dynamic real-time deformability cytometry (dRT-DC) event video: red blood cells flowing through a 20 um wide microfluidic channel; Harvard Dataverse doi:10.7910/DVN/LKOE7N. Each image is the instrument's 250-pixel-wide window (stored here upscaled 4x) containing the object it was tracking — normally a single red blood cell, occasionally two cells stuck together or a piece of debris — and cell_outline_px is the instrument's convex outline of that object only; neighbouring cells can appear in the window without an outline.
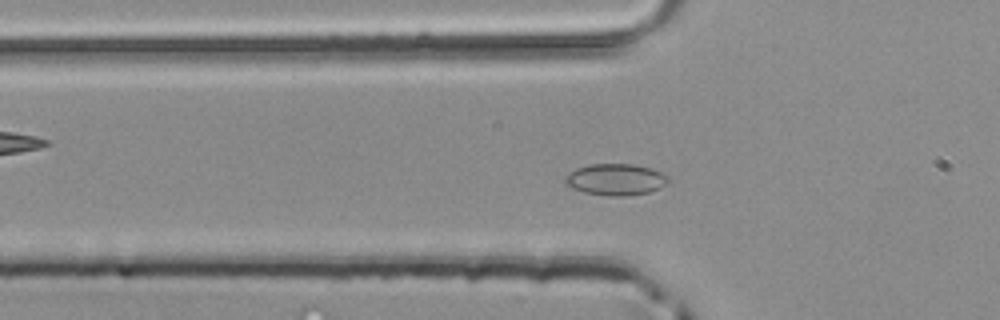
{"species": "common noctule bat (a hibernating species)", "species_latin": "Nyctalus noctula", "temperature_condition": "room temperature", "stored_images_in_passage": 46, "camera_frame_rate_fps": 3000, "um_per_image_px": 0.085, "animal": {"sex": "male", "body_mass_g": 20.4}, "frame": {"image": 1, "passage_image": 13, "time_ms": 4.0, "image_size_px": [1000, 320], "cell_outline_px": [[668, 184], [652, 192], [624, 196], [608, 196], [584, 192], [572, 188], [564, 184], [564, 176], [576, 168], [588, 164], [632, 164], [652, 168], [664, 172], [668, 176]], "centroid_in_image_um": [52.35, 15.26], "position_along_channel_um": 73.5, "area_um2": 19.31}}
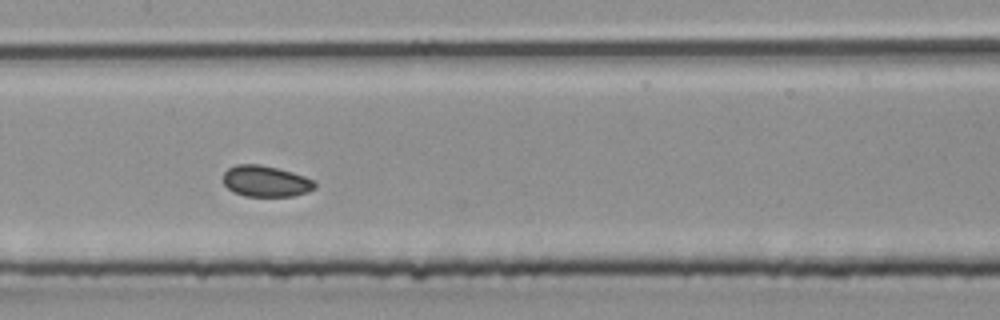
{"frame": {"image": 2, "passage_image": 21, "time_ms": 6.667, "image_size_px": [1000, 320], "cell_outline_px": [[316, 188], [308, 192], [292, 196], [244, 196], [232, 192], [224, 184], [224, 172], [228, 168], [236, 164], [260, 164], [292, 172], [304, 176], [312, 180], [316, 184]], "centroid_in_image_um": [22.58, 15.41], "position_along_channel_um": 184.8, "area_um2": 16.65}}
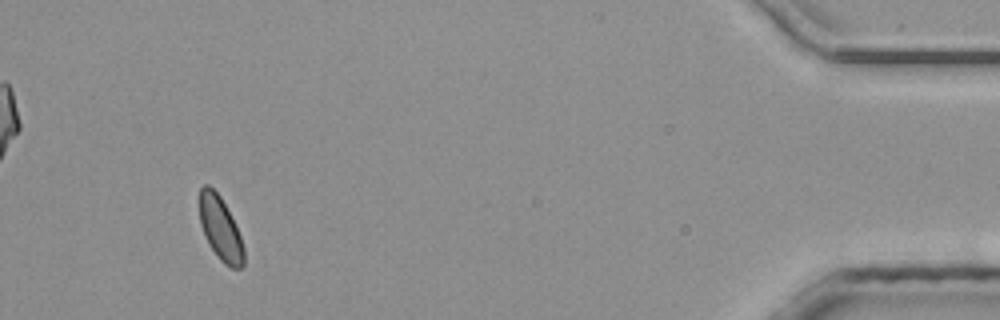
{"frame": {"image": 3, "passage_image": 43, "time_ms": 14.0, "image_size_px": [1000, 320], "cell_outline_px": [[244, 264], [240, 268], [232, 268], [224, 264], [216, 256], [208, 244], [200, 224], [200, 188], [204, 184], [208, 184], [220, 196], [240, 236], [244, 248]], "centroid_in_image_um": [18.72, 19.46], "position_along_channel_um": 416.5, "area_um2": 16.18}}